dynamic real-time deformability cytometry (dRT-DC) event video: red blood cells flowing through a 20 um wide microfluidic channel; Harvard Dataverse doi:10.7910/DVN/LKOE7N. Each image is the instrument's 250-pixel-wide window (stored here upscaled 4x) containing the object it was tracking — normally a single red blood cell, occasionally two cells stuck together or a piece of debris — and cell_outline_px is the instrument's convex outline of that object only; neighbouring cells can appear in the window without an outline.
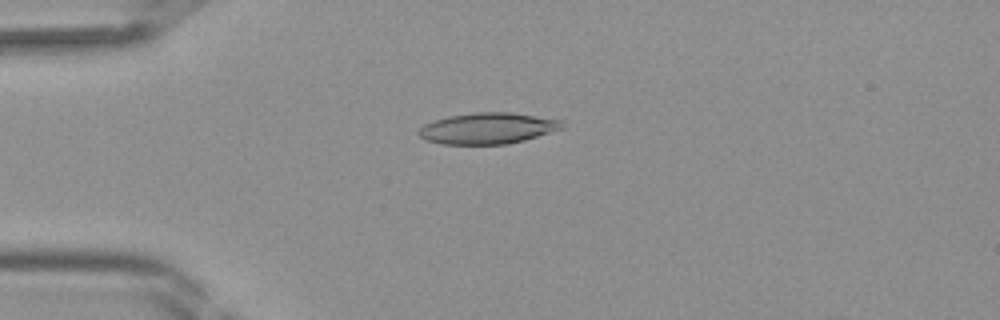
{"species": "Egyptian fruit bat (a non-hibernating species)", "species_latin": "Rousettus aegyptiacus", "temperature_condition": "room temperature", "stored_images_in_passage": 42, "segment_of_instrument_passage": [1, 2], "camera_frame_rate_fps": 3000, "um_per_image_px": 0.085, "frame": {"image": 1, "passage_image": 10, "time_ms": 3.0, "image_size_px": [1000, 320], "cell_outline_px": [[564, 128], [524, 140], [508, 144], [440, 144], [424, 140], [416, 132], [424, 124], [448, 116], [476, 112], [512, 112], [564, 120]], "centroid_in_image_um": [41.47, 10.9], "position_along_channel_um": 43.5, "area_um2": 26.18}}
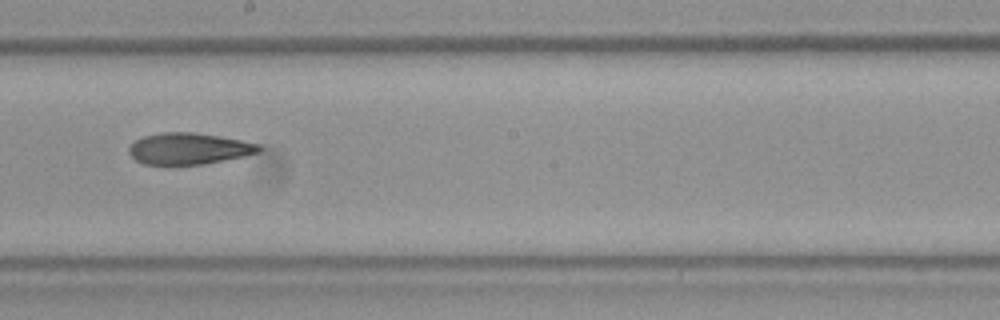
{"frame": {"image": 2, "passage_image": 23, "time_ms": 7.333, "image_size_px": [1000, 320], "cell_outline_px": [[264, 148], [260, 152], [244, 156], [204, 164], [144, 164], [136, 160], [128, 152], [128, 148], [136, 140], [144, 136], [164, 132], [192, 132], [240, 140], [260, 144]], "centroid_in_image_um": [16.07, 12.63], "position_along_channel_um": 232.1, "area_um2": 23.58}}
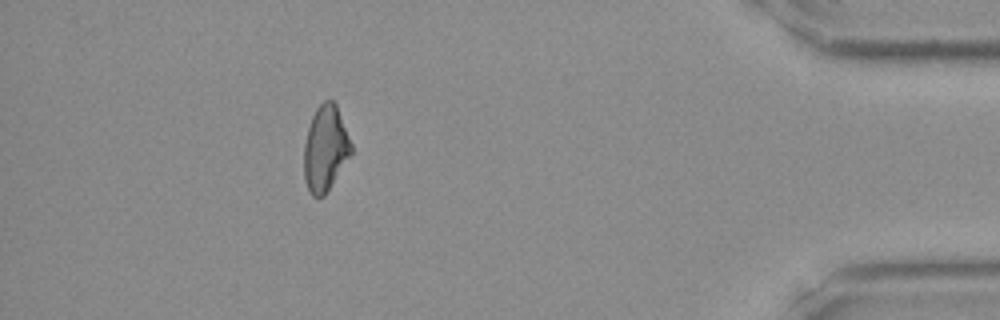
{"frame": {"image": 3, "passage_image": 37, "time_ms": 12.0, "image_size_px": [1000, 320], "cell_outline_px": [[352, 152], [324, 196], [312, 196], [304, 180], [304, 144], [308, 128], [312, 116], [316, 108], [324, 100], [332, 100], [336, 104], [352, 144]], "centroid_in_image_um": [27.64, 12.6], "position_along_channel_um": 407.6, "area_um2": 23.29}}